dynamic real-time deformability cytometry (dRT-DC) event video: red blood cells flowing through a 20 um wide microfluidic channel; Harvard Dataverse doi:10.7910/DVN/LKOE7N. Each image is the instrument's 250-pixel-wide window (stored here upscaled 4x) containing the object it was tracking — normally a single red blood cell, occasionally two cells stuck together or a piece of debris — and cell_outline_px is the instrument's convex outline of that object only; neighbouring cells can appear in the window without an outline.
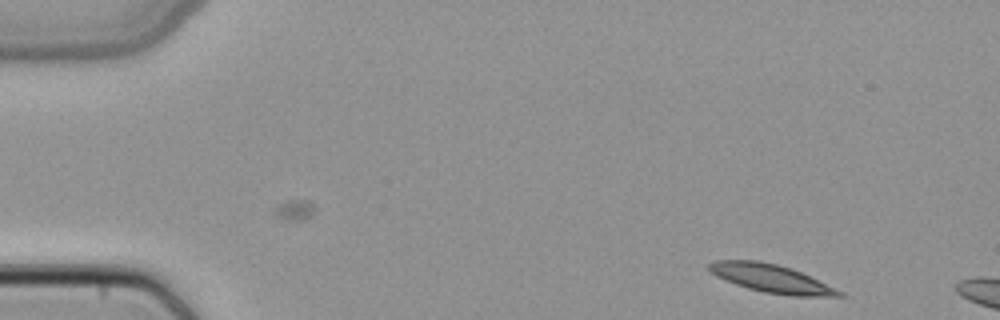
{"species": "common noctule bat (a hibernating species)", "species_latin": "Nyctalus noctula", "temperature_condition": "cold", "stored_images_in_passage": 7, "camera_frame_rate_fps": 3000, "um_per_image_px": 0.085, "animal": {"sex": "female", "body_mass_g": 22.7, "forearm_length_mm": 54.2}, "frame": {"image": 1, "passage_image": 1, "time_ms": 0.0, "image_size_px": [1000, 320], "cell_outline_px": [[844, 296], [792, 296], [764, 292], [748, 288], [736, 284], [716, 276], [708, 268], [708, 264], [716, 260], [760, 260], [792, 268], [844, 292]], "centroid_in_image_um": [65.56, 23.66], "position_along_channel_um": 19.4, "area_um2": 21.15}}